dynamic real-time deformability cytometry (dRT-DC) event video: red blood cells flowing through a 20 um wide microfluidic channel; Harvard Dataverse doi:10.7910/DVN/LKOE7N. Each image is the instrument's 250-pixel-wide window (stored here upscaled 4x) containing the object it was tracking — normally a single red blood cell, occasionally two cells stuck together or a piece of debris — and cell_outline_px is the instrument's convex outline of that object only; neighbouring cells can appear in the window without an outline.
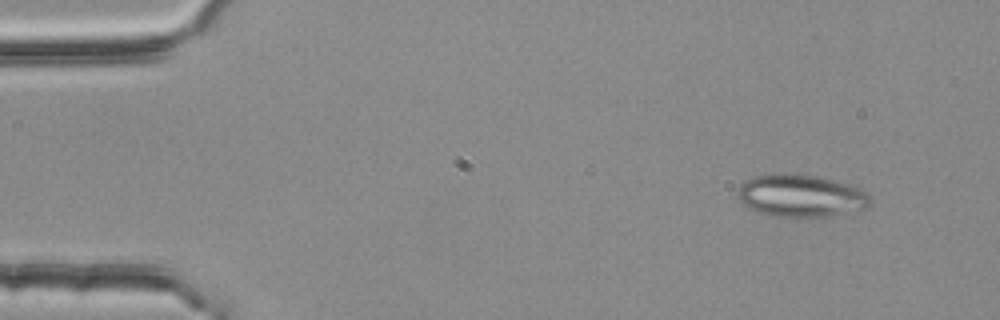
{"species": "common noctule bat (a hibernating species)", "species_latin": "Nyctalus noctula", "temperature_condition": "room temperature", "stored_images_in_passage": 3, "camera_frame_rate_fps": 3000, "um_per_image_px": 0.085, "animal": {"sex": "female", "body_mass_g": 25.1}, "frame": {"image": 1, "passage_image": 1, "time_ms": 0.0, "image_size_px": [1000, 320], "cell_outline_px": [[872, 204], [864, 208], [824, 216], [776, 216], [760, 212], [748, 208], [740, 200], [736, 192], [752, 176], [776, 172], [788, 172], [816, 176], [848, 184], [860, 188], [868, 192], [872, 196]], "centroid_in_image_um": [68.08, 16.6], "position_along_channel_um": 16.9, "area_um2": 32.6}}